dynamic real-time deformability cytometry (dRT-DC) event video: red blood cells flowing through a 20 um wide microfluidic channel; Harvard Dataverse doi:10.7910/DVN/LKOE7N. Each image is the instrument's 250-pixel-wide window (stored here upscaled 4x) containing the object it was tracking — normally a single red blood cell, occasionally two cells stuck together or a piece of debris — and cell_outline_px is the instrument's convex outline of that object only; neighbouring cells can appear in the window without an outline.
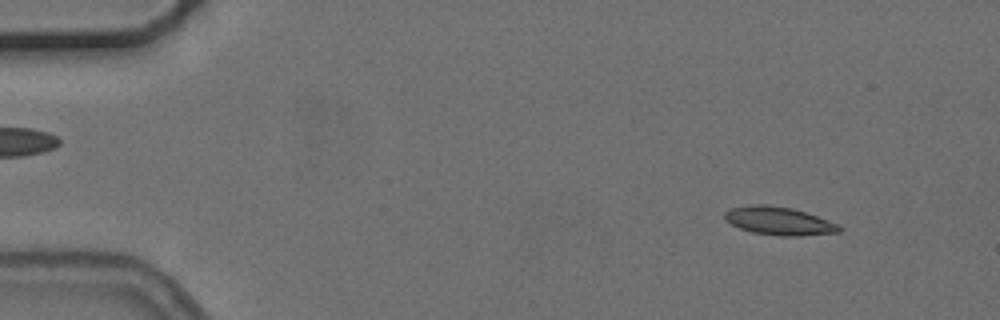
{"species": "common noctule bat (a hibernating species)", "species_latin": "Nyctalus noctula", "temperature_condition": "cold", "stored_images_in_passage": 5, "camera_frame_rate_fps": 3000, "um_per_image_px": 0.085, "animal": {"sex": "female", "body_mass_g": 24.6, "forearm_length_mm": 56.2}, "frame": {"image": 1, "passage_image": 2, "time_ms": 1.333, "image_size_px": [1000, 320], "cell_outline_px": [[844, 228], [840, 232], [800, 236], [780, 236], [752, 232], [740, 228], [724, 220], [724, 212], [732, 208], [748, 204], [764, 204], [792, 208], [840, 224]], "centroid_in_image_um": [66.22, 18.78], "position_along_channel_um": 18.8, "area_um2": 18.9}}
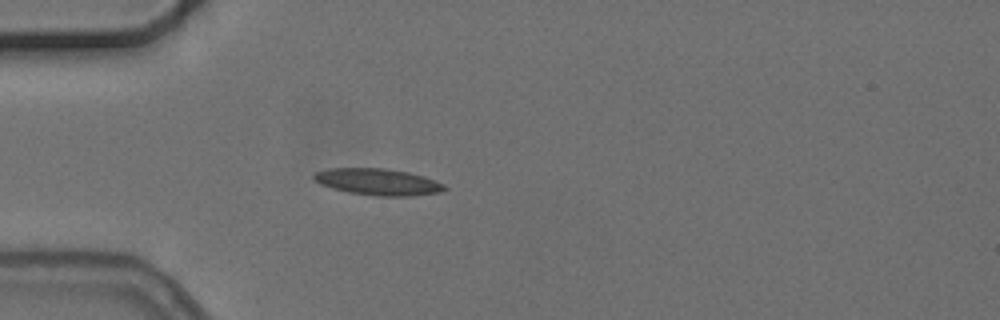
{"frame": {"image": 2, "passage_image": 5, "time_ms": 4.667, "image_size_px": [1000, 320], "cell_outline_px": [[448, 188], [440, 192], [412, 196], [376, 196], [348, 192], [332, 188], [320, 184], [312, 180], [312, 176], [316, 172], [328, 168], [384, 168], [408, 172], [424, 176], [444, 184]], "centroid_in_image_um": [32.1, 15.46], "position_along_channel_um": 52.9, "area_um2": 20.35}}